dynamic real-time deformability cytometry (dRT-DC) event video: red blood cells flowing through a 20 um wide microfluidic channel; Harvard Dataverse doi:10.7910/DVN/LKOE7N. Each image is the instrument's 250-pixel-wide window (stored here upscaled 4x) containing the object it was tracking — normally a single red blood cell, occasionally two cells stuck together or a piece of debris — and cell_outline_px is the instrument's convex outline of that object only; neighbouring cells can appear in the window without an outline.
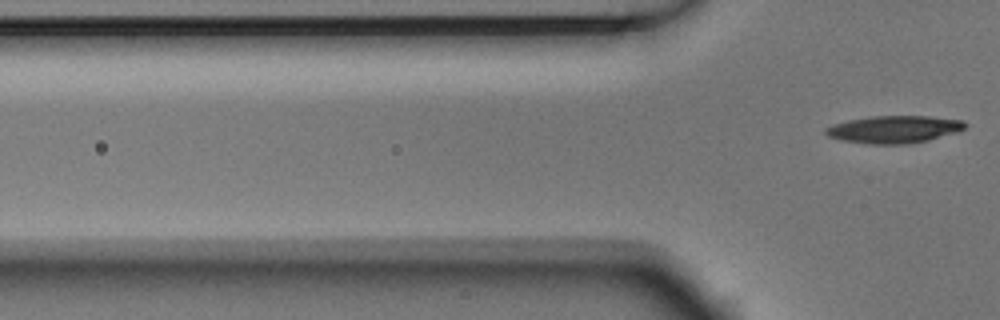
{"species": "Egyptian fruit bat (a non-hibernating species)", "species_latin": "Rousettus aegyptiacus", "temperature_condition": "room temperature", "stored_images_in_passage": 2, "camera_frame_rate_fps": 3000, "um_per_image_px": 0.085, "animal": {"sex": "male"}, "frame": {"image": 1, "passage_image": 2, "time_ms": 0.333, "image_size_px": [1000, 320], "cell_outline_px": [[968, 124], [960, 132], [928, 140], [908, 144], [868, 144], [844, 140], [828, 136], [824, 132], [824, 128], [832, 124], [848, 120], [872, 116], [928, 116], [964, 120]], "centroid_in_image_um": [76.03, 10.99], "position_along_channel_um": 49.8, "area_um2": 22.43}}